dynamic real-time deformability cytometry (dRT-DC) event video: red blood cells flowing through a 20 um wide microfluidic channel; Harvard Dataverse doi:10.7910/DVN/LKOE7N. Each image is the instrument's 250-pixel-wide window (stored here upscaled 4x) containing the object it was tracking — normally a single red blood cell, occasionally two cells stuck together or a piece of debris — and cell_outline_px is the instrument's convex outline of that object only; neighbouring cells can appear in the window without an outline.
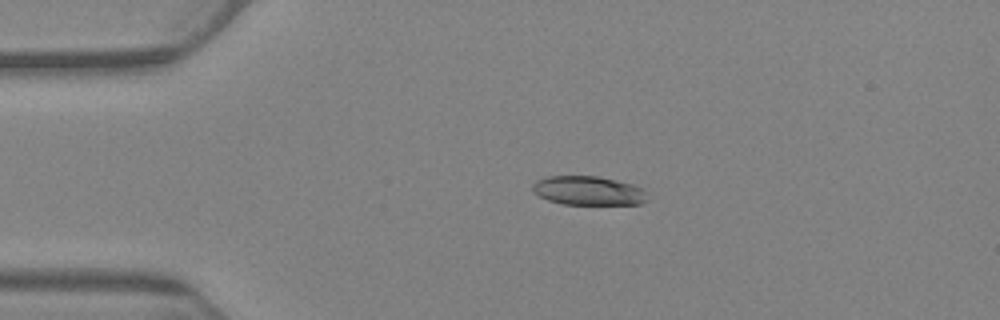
{"species": "Egyptian fruit bat (a non-hibernating species)", "species_latin": "Rousettus aegyptiacus", "temperature_condition": "warm", "stored_images_in_passage": 9, "camera_frame_rate_fps": 3000, "um_per_image_px": 0.085, "animal": {"sex": "female"}, "frame": {"image": 1, "passage_image": 3, "time_ms": 2.333, "image_size_px": [1000, 320], "cell_outline_px": [[648, 200], [640, 204], [564, 204], [548, 200], [532, 192], [532, 184], [536, 180], [548, 176], [596, 176], [632, 184], [644, 188]], "centroid_in_image_um": [50.0, 16.21], "position_along_channel_um": 35.0, "area_um2": 19.42}}
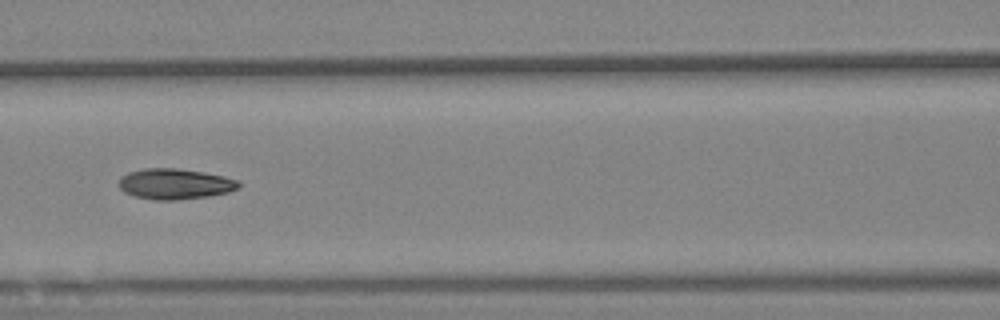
{"frame": {"image": 2, "passage_image": 7, "time_ms": 7.333, "image_size_px": [1000, 320], "cell_outline_px": [[240, 188], [228, 192], [208, 196], [176, 200], [156, 200], [132, 196], [124, 192], [120, 188], [120, 176], [128, 172], [144, 168], [176, 168], [204, 172], [224, 176], [236, 180], [240, 184]], "centroid_in_image_um": [14.85, 15.63], "position_along_channel_um": 151.7, "area_um2": 21.44}}
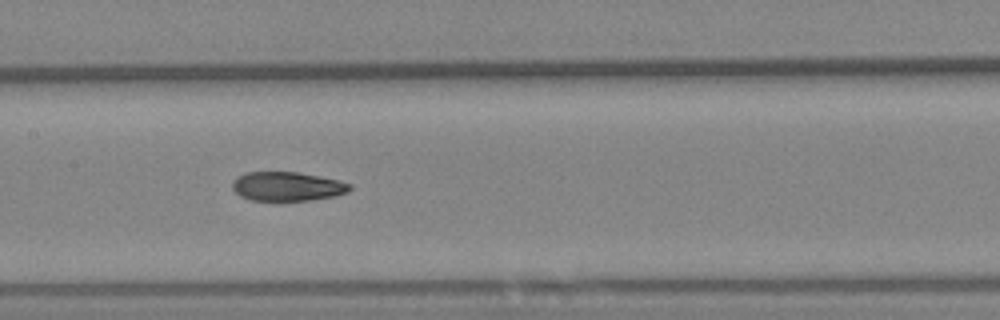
{"frame": {"image": 3, "passage_image": 8, "time_ms": 8.333, "image_size_px": [1000, 320], "cell_outline_px": [[352, 188], [348, 192], [336, 196], [312, 200], [252, 200], [240, 196], [232, 188], [232, 180], [236, 176], [244, 172], [296, 172], [336, 180], [352, 184]], "centroid_in_image_um": [24.39, 15.84], "position_along_channel_um": 183.0, "area_um2": 19.88}}